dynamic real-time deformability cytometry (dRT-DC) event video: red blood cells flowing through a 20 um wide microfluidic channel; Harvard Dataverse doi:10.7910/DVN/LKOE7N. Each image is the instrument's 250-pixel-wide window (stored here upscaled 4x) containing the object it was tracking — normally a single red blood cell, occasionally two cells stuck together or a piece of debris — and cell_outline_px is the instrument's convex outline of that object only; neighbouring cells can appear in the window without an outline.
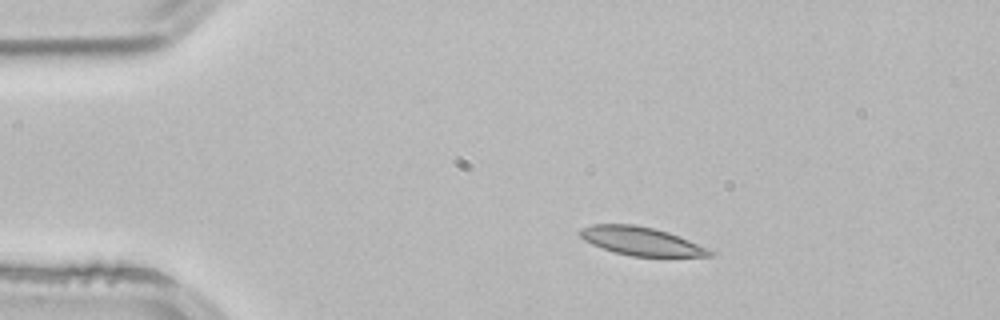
{"species": "common noctule bat (a hibernating species)", "species_latin": "Nyctalus noctula", "temperature_condition": "room temperature", "stored_images_in_passage": 2, "camera_frame_rate_fps": 3000, "um_per_image_px": 0.085, "animal": {"sex": "male", "body_mass_g": 21.5, "forearm_length_mm": 52.0}, "frame": {"image": 1, "passage_image": 1, "time_ms": 0.0, "image_size_px": [1000, 320], "cell_outline_px": [[716, 252], [712, 256], [632, 256], [616, 252], [592, 244], [584, 240], [576, 232], [580, 228], [592, 224], [636, 224], [668, 232], [708, 248]], "centroid_in_image_um": [54.47, 20.48], "position_along_channel_um": 30.5, "area_um2": 21.33}}